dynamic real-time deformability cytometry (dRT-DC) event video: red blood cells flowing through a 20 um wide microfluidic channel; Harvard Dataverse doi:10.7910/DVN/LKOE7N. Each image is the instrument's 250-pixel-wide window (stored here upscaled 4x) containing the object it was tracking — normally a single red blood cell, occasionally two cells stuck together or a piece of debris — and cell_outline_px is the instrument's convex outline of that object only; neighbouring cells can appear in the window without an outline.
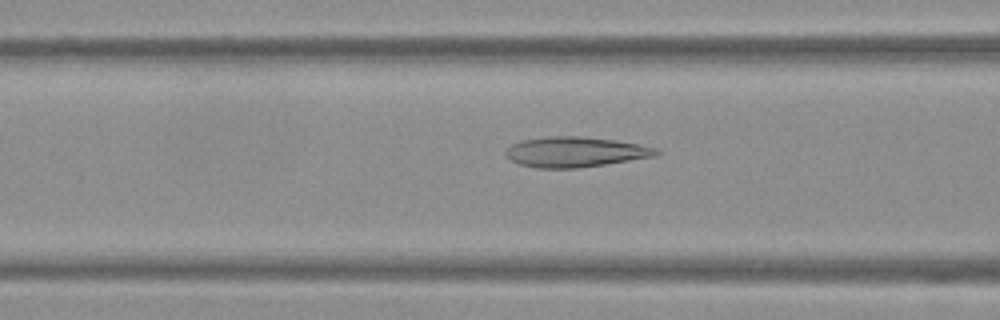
{"species": "Egyptian fruit bat (a non-hibernating species)", "species_latin": "Rousettus aegyptiacus", "temperature_condition": "warm", "stored_images_in_passage": 38, "camera_frame_rate_fps": 3000, "um_per_image_px": 0.085, "frame": {"image": 1, "passage_image": 6, "time_ms": 1.667, "image_size_px": [1000, 320], "cell_outline_px": [[664, 152], [656, 156], [604, 164], [576, 168], [536, 168], [520, 164], [512, 160], [504, 152], [512, 144], [520, 140], [548, 136], [580, 136], [612, 140], [636, 144], [656, 148]], "centroid_in_image_um": [48.89, 12.91], "position_along_channel_um": 117.7, "area_um2": 26.3}}
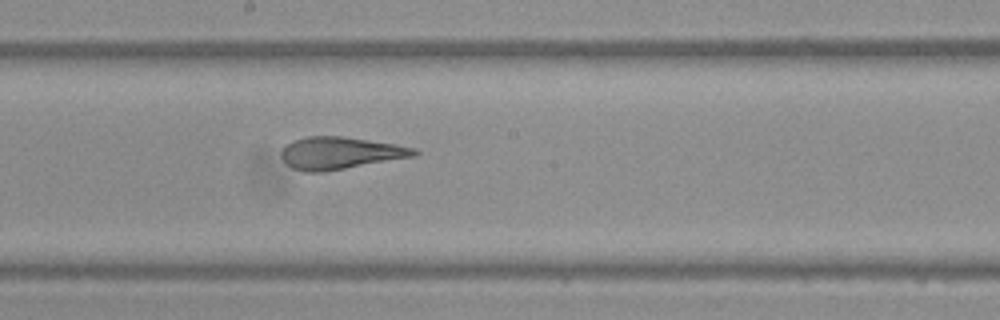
{"frame": {"image": 2, "passage_image": 14, "time_ms": 4.333, "image_size_px": [1000, 320], "cell_outline_px": [[420, 152], [416, 156], [324, 172], [304, 172], [292, 168], [280, 156], [280, 152], [288, 144], [296, 140], [308, 136], [344, 136], [396, 144], [416, 148]], "centroid_in_image_um": [28.95, 13.01], "position_along_channel_um": 219.2, "area_um2": 24.97}}
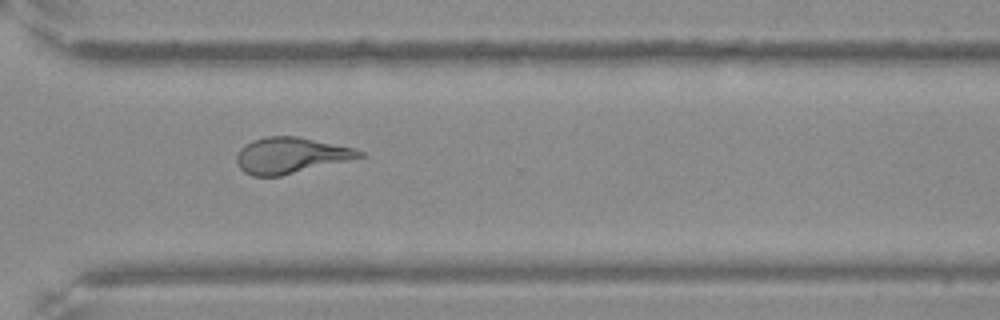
{"frame": {"image": 3, "passage_image": 24, "time_ms": 7.667, "image_size_px": [1000, 320], "cell_outline_px": [[364, 156], [348, 160], [280, 176], [252, 176], [244, 172], [240, 168], [236, 160], [236, 156], [240, 148], [252, 140], [268, 136], [296, 136], [352, 148], [364, 152]], "centroid_in_image_um": [24.65, 13.21], "position_along_channel_um": 346.0, "area_um2": 25.32}, "authors_computed_cell_mechanics": {"area_um2": 25.6632, "velocity_mm_per_s": 3.8059, "shape_relaxation_time_tau1_ms": null, "shape_relaxation_time_tau2_ms": 1.3206, "deformation_change_tau1": null, "deformation_change_tau2": 0.0997}}